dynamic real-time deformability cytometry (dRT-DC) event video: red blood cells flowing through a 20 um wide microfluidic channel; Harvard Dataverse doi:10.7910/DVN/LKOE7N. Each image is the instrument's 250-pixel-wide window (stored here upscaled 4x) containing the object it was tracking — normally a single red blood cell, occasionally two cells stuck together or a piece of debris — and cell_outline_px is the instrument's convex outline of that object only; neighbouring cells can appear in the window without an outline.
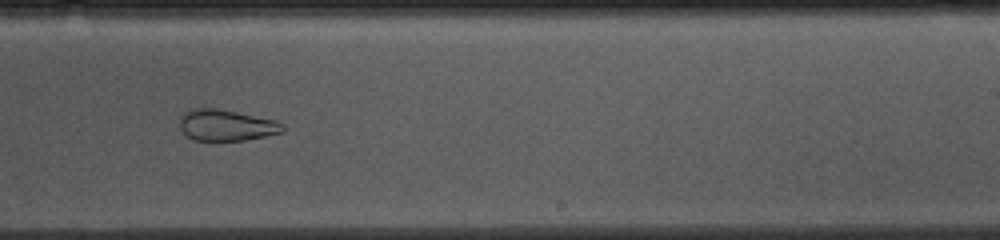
{"species": "common noctule bat (a hibernating species)", "species_latin": "Nyctalus noctula", "temperature_condition": "cold", "stored_images_in_passage": 38, "camera_frame_rate_fps": 3000, "um_per_image_px": 0.085, "animal": {"sex": "female", "body_mass_g": 10.0, "forearm_length_mm": 53.1}, "frame": {"image": 1, "passage_image": 17, "time_ms": 5.333, "image_size_px": [1000, 240], "cell_outline_px": [[284, 132], [244, 140], [192, 140], [180, 128], [180, 116], [184, 112], [192, 108], [216, 108], [276, 120], [284, 124]], "centroid_in_image_um": [19.23, 10.63], "position_along_channel_um": 269.8, "area_um2": 18.67}}
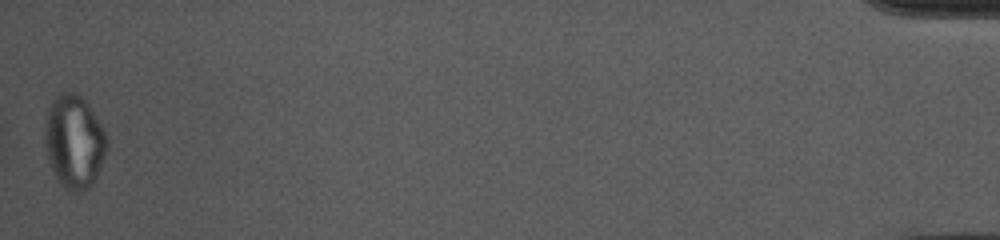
{"frame": {"image": 2, "passage_image": 38, "time_ms": 12.333, "image_size_px": [1000, 240], "cell_outline_px": [[108, 140], [104, 156], [100, 168], [92, 184], [88, 188], [76, 192], [72, 192], [64, 188], [60, 184], [48, 160], [44, 140], [44, 132], [48, 108], [52, 100], [60, 92], [76, 92], [88, 104], [100, 124]], "centroid_in_image_um": [6.28, 12.03], "position_along_channel_um": 428.9, "area_um2": 33.47}}